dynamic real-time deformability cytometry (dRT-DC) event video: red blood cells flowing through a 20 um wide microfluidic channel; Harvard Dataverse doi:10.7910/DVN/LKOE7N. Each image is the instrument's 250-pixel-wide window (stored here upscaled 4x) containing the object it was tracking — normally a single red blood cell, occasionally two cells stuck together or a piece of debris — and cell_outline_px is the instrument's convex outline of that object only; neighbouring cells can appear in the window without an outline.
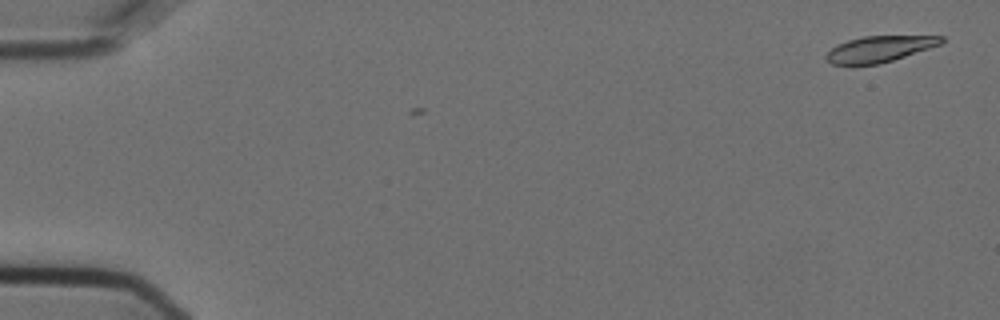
{"species": "Egyptian fruit bat (a non-hibernating species)", "species_latin": "Rousettus aegyptiacus", "temperature_condition": "cold", "stored_images_in_passage": 2, "camera_frame_rate_fps": 3000, "um_per_image_px": 0.085, "animal": {"sex": "female"}, "frame": {"image": 1, "passage_image": 2, "time_ms": 0.333, "image_size_px": [1000, 320], "cell_outline_px": [[944, 40], [940, 44], [880, 64], [832, 64], [824, 56], [836, 44], [848, 40], [864, 36], [944, 36]], "centroid_in_image_um": [74.72, 4.15], "position_along_channel_um": 10.3, "area_um2": 17.11}}